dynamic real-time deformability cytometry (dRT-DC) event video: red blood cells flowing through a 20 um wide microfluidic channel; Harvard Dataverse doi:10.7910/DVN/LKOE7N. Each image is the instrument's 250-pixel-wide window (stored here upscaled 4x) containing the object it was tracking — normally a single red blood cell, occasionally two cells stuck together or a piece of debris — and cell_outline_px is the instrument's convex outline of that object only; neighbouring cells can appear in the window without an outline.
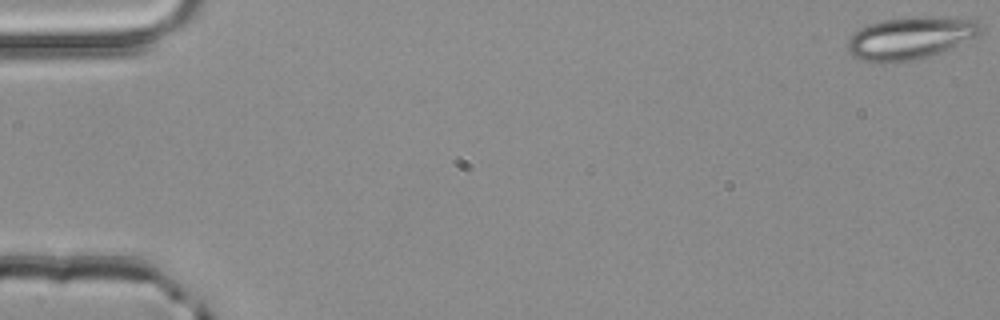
{"species": "common noctule bat (a hibernating species)", "species_latin": "Nyctalus noctula", "temperature_condition": "room temperature", "stored_images_in_passage": 52, "camera_frame_rate_fps": 3000, "um_per_image_px": 0.085, "animal": {"sex": "male", "body_mass_g": 20.4}, "frame": {"image": 1, "passage_image": 1, "time_ms": 0.0, "image_size_px": [1000, 320], "cell_outline_px": [[980, 36], [940, 52], [928, 56], [912, 60], [884, 64], [880, 64], [864, 60], [852, 56], [848, 48], [848, 40], [860, 28], [868, 24], [880, 20], [912, 16], [928, 16], [980, 20]], "centroid_in_image_um": [77.39, 3.23], "position_along_channel_um": 7.6, "area_um2": 33.06}}
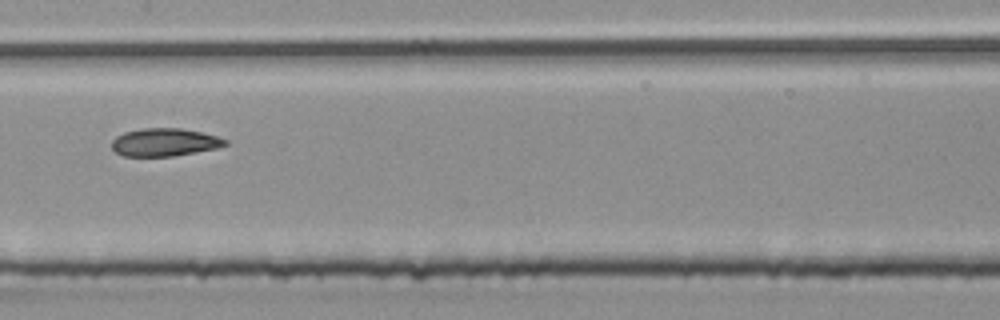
{"frame": {"image": 2, "passage_image": 27, "time_ms": 8.667, "image_size_px": [1000, 320], "cell_outline_px": [[228, 144], [216, 148], [172, 156], [124, 156], [116, 152], [112, 148], [112, 140], [116, 136], [124, 132], [144, 128], [180, 128], [200, 132], [216, 136], [228, 140]], "centroid_in_image_um": [13.97, 12.09], "position_along_channel_um": 193.4, "area_um2": 18.26}}
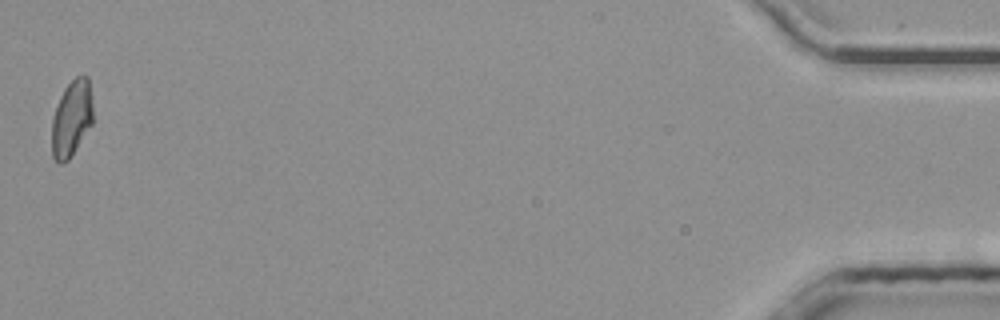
{"frame": {"image": 3, "passage_image": 52, "time_ms": 17.0, "image_size_px": [1000, 320], "cell_outline_px": [[92, 124], [68, 160], [60, 164], [52, 156], [52, 120], [60, 96], [64, 88], [76, 76], [88, 76], [92, 104]], "centroid_in_image_um": [6.08, 10.06], "position_along_channel_um": 429.1, "area_um2": 18.03}, "authors_computed_cell_mechanics": {"area_um2": 19.1029, "velocity_mm_per_s": 4.0204, "shape_relaxation_time_tau1_ms": null, "shape_relaxation_time_tau2_ms": 3.4826, "deformation_change_tau1": null, "deformation_change_tau2": 0.092}}